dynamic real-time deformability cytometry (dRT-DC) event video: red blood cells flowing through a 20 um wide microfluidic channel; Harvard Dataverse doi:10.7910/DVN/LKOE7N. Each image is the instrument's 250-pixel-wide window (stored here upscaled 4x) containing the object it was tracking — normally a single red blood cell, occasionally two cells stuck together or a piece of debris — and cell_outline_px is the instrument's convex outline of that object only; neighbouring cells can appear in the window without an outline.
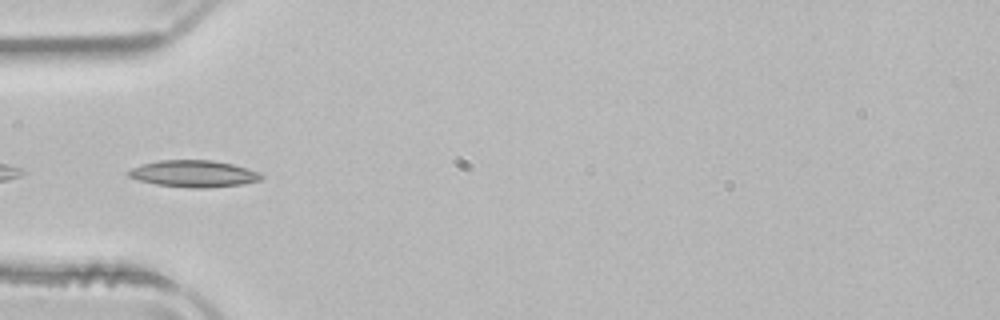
{"species": "common noctule bat (a hibernating species)", "species_latin": "Nyctalus noctula", "temperature_condition": "room temperature", "stored_images_in_passage": 15, "camera_frame_rate_fps": 3000, "um_per_image_px": 0.085, "animal": {"sex": "male", "body_mass_g": 21.5, "forearm_length_mm": 52.0}, "frame": {"image": 1, "passage_image": 1, "time_ms": 0.0, "image_size_px": [1000, 320], "cell_outline_px": [[264, 176], [260, 180], [240, 184], [204, 188], [188, 188], [156, 184], [140, 180], [128, 176], [128, 172], [132, 168], [144, 164], [160, 160], [212, 160], [232, 164], [248, 168], [260, 172]], "centroid_in_image_um": [16.5, 14.76], "position_along_channel_um": 68.5, "area_um2": 20.52}}
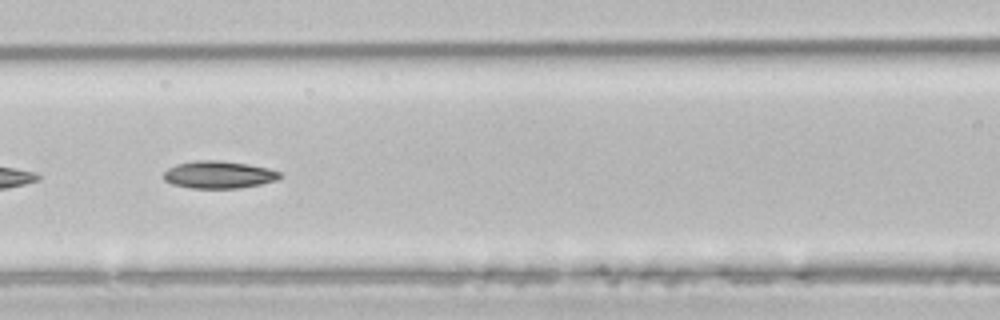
{"frame": {"image": 2, "passage_image": 7, "time_ms": 2.0, "image_size_px": [1000, 320], "cell_outline_px": [[280, 176], [276, 180], [260, 184], [240, 188], [192, 188], [172, 184], [164, 180], [164, 172], [168, 168], [176, 164], [196, 160], [220, 160], [248, 164], [268, 168], [280, 172]], "centroid_in_image_um": [18.57, 14.84], "position_along_channel_um": 148.0, "area_um2": 18.5}}
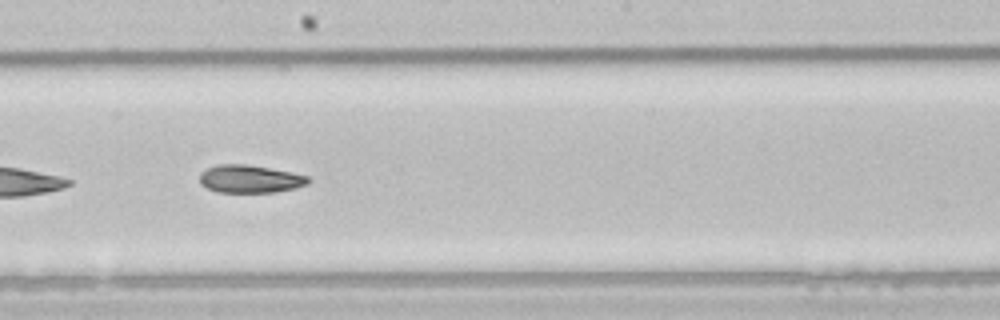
{"frame": {"image": 3, "passage_image": 13, "time_ms": 4.0, "image_size_px": [1000, 320], "cell_outline_px": [[312, 180], [308, 184], [296, 188], [276, 192], [216, 192], [200, 184], [200, 172], [208, 168], [220, 164], [248, 164], [292, 172], [308, 176]], "centroid_in_image_um": [21.28, 15.21], "position_along_channel_um": 226.9, "area_um2": 17.74}}